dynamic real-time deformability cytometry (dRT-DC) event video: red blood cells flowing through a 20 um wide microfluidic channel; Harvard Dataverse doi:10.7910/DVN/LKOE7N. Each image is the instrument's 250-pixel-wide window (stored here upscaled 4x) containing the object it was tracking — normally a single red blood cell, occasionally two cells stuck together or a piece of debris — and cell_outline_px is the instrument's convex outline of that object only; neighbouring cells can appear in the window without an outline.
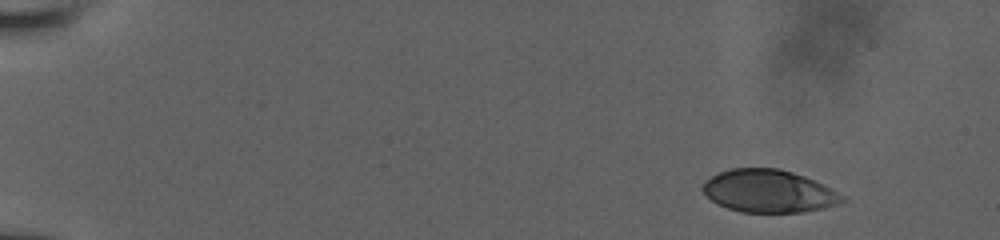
{"species": "human", "species_latin": "Homo sapiens", "temperature_condition": "room temperature", "stored_images_in_passage": 22, "camera_frame_rate_fps": 3000, "um_per_image_px": 0.085, "donor": {"sex": "male"}, "frame": {"image": 1, "passage_image": 1, "time_ms": 0.0, "image_size_px": [1000, 240], "cell_outline_px": [[848, 200], [836, 204], [820, 208], [800, 212], [740, 212], [716, 204], [700, 188], [704, 180], [720, 172], [732, 168], [780, 168], [804, 176], [824, 184], [844, 196]], "centroid_in_image_um": [65.32, 16.24], "position_along_channel_um": 19.7, "area_um2": 34.62}}
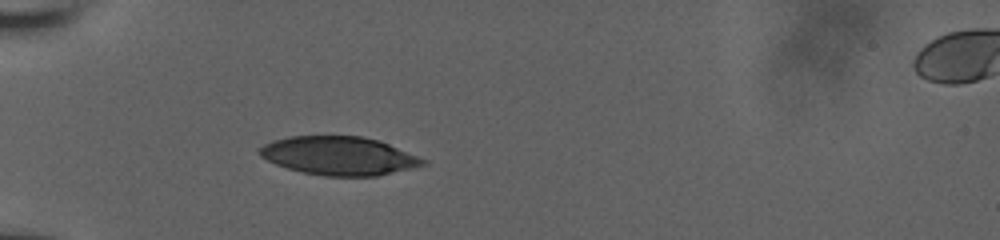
{"frame": {"image": 2, "passage_image": 20, "time_ms": 4.333, "image_size_px": [1000, 240], "cell_outline_px": [[428, 164], [412, 168], [376, 176], [324, 176], [304, 172], [288, 168], [276, 164], [260, 156], [260, 148], [264, 144], [272, 140], [288, 136], [360, 136], [380, 140], [428, 160]], "centroid_in_image_um": [28.85, 13.24], "position_along_channel_um": 56.2, "area_um2": 36.65}}